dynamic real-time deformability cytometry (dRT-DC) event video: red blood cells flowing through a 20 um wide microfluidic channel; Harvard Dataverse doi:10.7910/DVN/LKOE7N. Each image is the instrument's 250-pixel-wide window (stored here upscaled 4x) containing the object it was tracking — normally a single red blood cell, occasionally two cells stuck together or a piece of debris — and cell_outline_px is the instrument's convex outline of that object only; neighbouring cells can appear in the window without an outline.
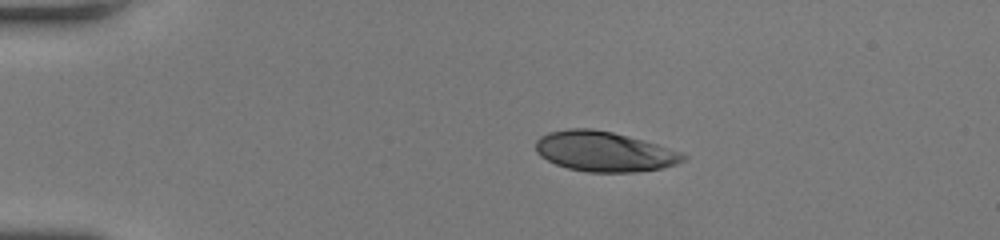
{"species": "human", "species_latin": "Homo sapiens", "temperature_condition": "room temperature", "stored_images_in_passage": 40, "camera_frame_rate_fps": 3000, "um_per_image_px": 0.085, "donor": {"sex": "female"}, "frame": {"image": 1, "passage_image": 1, "time_ms": 0.0, "image_size_px": [1000, 240], "cell_outline_px": [[688, 156], [684, 160], [676, 164], [660, 168], [632, 172], [588, 172], [568, 168], [556, 164], [540, 156], [536, 152], [536, 140], [540, 136], [548, 132], [568, 128], [592, 128], [612, 132], [644, 140], [680, 152]], "centroid_in_image_um": [51.32, 12.87], "position_along_channel_um": 33.7, "area_um2": 34.28}}
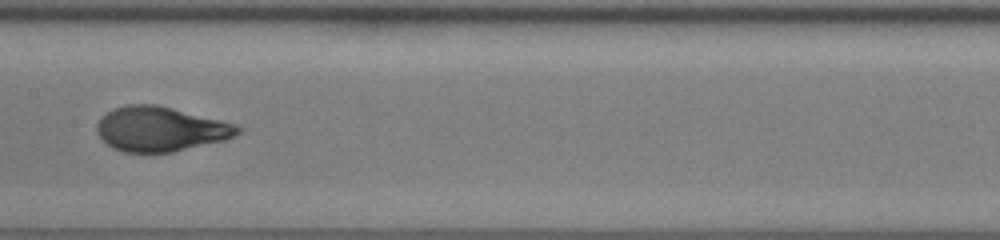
{"frame": {"image": 2, "passage_image": 17, "time_ms": 5.333, "image_size_px": [1000, 240], "cell_outline_px": [[244, 128], [240, 132], [224, 140], [172, 152], [124, 152], [112, 148], [96, 132], [96, 124], [112, 108], [128, 104], [156, 104], [220, 120]], "centroid_in_image_um": [13.61, 10.96], "position_along_channel_um": 193.8, "area_um2": 36.24}}
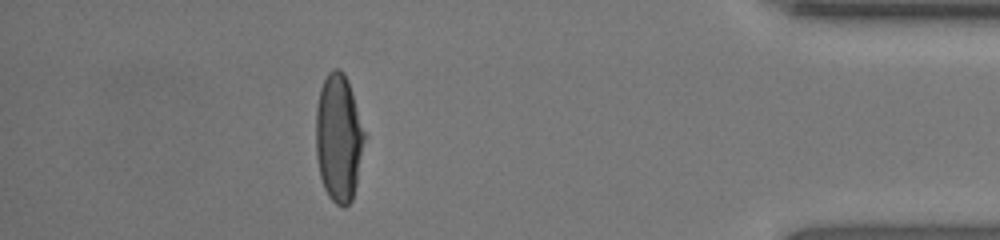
{"frame": {"image": 3, "passage_image": 35, "time_ms": 11.333, "image_size_px": [1000, 240], "cell_outline_px": [[364, 140], [356, 184], [352, 200], [344, 208], [336, 204], [328, 196], [324, 188], [320, 176], [316, 156], [316, 108], [320, 88], [328, 72], [332, 68], [340, 68], [344, 72], [348, 80], [352, 92], [364, 132]], "centroid_in_image_um": [28.76, 11.71], "position_along_channel_um": 406.4, "area_um2": 35.95}, "authors_computed_cell_mechanics": {"area_um2": 36.2406, "velocity_mm_per_s": 4.2422, "shape_relaxation_time_tau1_ms": 4.3762, "shape_relaxation_time_tau2_ms": null, "deformation_change_tau1": 0.2322, "deformation_change_tau2": null}}